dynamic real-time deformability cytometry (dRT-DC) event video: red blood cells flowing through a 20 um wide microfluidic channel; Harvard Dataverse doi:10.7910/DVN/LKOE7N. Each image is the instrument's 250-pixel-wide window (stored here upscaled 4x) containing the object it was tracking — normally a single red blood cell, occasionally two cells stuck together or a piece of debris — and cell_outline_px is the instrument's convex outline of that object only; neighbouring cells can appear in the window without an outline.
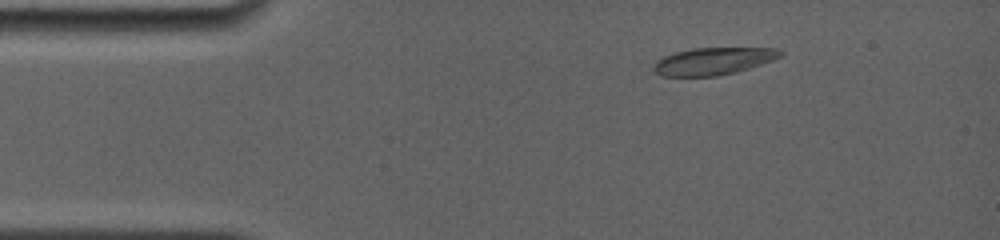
{"species": "common noctule bat (a hibernating species)", "species_latin": "Nyctalus noctula", "temperature_condition": "room temperature", "stored_images_in_passage": 15, "camera_frame_rate_fps": 4000, "um_per_image_px": 0.085, "animal": {"sex": "female", "body_mass_g": 19.0, "forearm_length_mm": 56.7}, "frame": {"image": 1, "passage_image": 3, "time_ms": 2.25, "image_size_px": [1000, 240], "cell_outline_px": [[784, 56], [736, 72], [716, 76], [664, 76], [656, 72], [652, 68], [656, 60], [664, 56], [676, 52], [692, 48], [776, 48], [784, 52]], "centroid_in_image_um": [60.64, 5.19], "position_along_channel_um": 24.4, "area_um2": 20.06}}
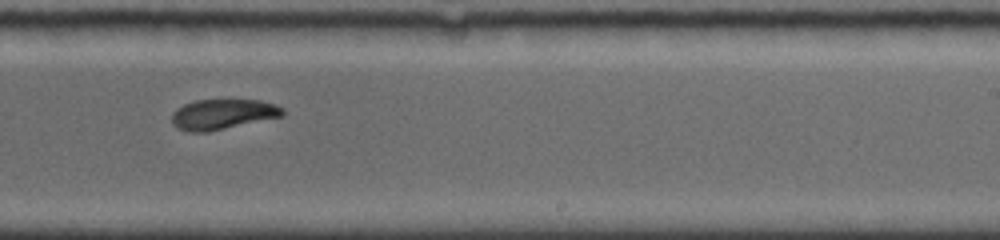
{"frame": {"image": 2, "passage_image": 10, "time_ms": 10.25, "image_size_px": [1000, 240], "cell_outline_px": [[284, 116], [208, 132], [188, 132], [176, 128], [172, 124], [172, 112], [176, 108], [184, 104], [196, 100], [260, 100], [276, 104], [284, 108]], "centroid_in_image_um": [18.93, 9.72], "position_along_channel_um": 270.1, "area_um2": 19.77}}
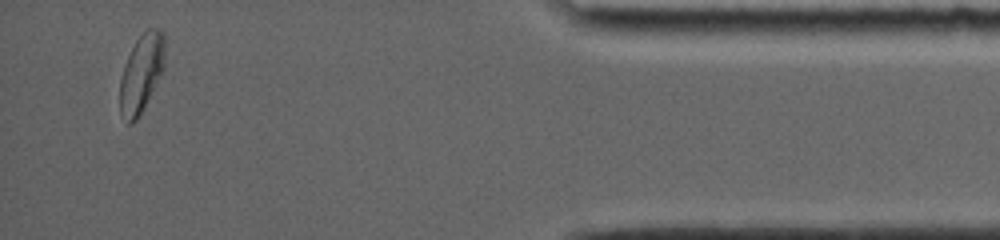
{"frame": {"image": 3, "passage_image": 15, "time_ms": 15.5, "image_size_px": [1000, 240], "cell_outline_px": [[164, 68], [160, 76], [136, 120], [132, 124], [128, 124], [120, 116], [120, 76], [128, 56], [136, 40], [148, 28], [160, 28], [164, 32]], "centroid_in_image_um": [12.01, 6.22], "position_along_channel_um": 423.2, "area_um2": 20.29}, "authors_computed_cell_mechanics": {"area_um2": 20.2878, "velocity_mm_per_s": 3.7869, "shape_relaxation_time_tau1_ms": 6.8534, "shape_relaxation_time_tau2_ms": 3.3743, "deformation_change_tau1": 0.1357, "deformation_change_tau2": 0.0629}}